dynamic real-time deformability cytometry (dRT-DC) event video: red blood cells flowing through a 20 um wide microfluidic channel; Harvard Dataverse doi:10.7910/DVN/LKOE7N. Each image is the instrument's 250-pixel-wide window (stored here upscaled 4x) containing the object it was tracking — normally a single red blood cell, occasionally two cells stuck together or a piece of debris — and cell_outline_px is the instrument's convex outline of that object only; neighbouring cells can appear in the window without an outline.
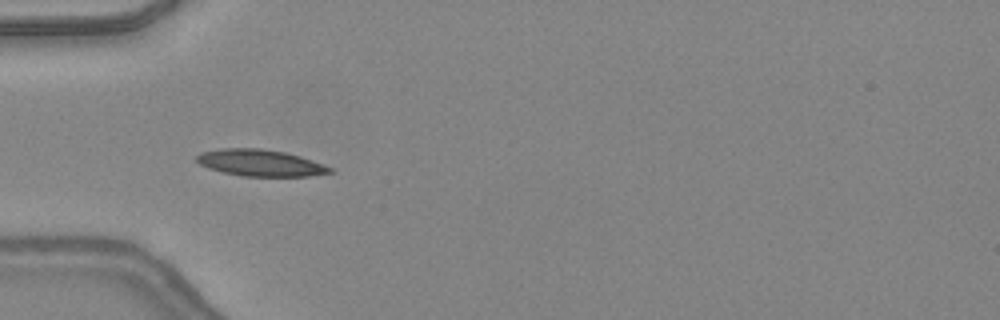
{"species": "common noctule bat (a hibernating species)", "species_latin": "Nyctalus noctula", "temperature_condition": "warm", "stored_images_in_passage": 36, "camera_frame_rate_fps": 3000, "um_per_image_px": 0.085, "animal": {"sex": "female", "body_mass_g": 24.6, "forearm_length_mm": 56.2}, "frame": {"image": 1, "passage_image": 4, "time_ms": 1.0, "image_size_px": [1000, 320], "cell_outline_px": [[332, 172], [308, 176], [244, 176], [224, 172], [208, 168], [200, 164], [196, 160], [196, 156], [200, 152], [220, 148], [260, 148], [284, 152], [300, 156], [324, 164], [332, 168]], "centroid_in_image_um": [22.1, 13.83], "position_along_channel_um": 62.9, "area_um2": 20.58}}
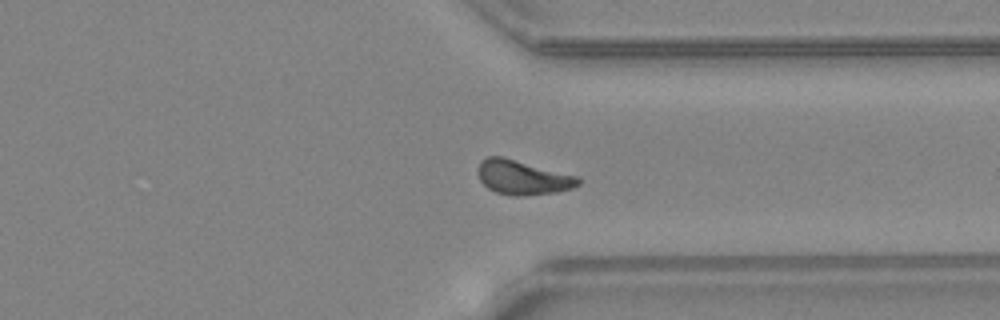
{"frame": {"image": 2, "passage_image": 25, "time_ms": 8.0, "image_size_px": [1000, 320], "cell_outline_px": [[580, 184], [572, 188], [556, 192], [520, 196], [512, 196], [496, 192], [488, 188], [480, 180], [476, 172], [480, 160], [488, 156], [504, 156], [580, 176]], "centroid_in_image_um": [44.43, 15.06], "position_along_channel_um": 367.0, "area_um2": 20.52}}
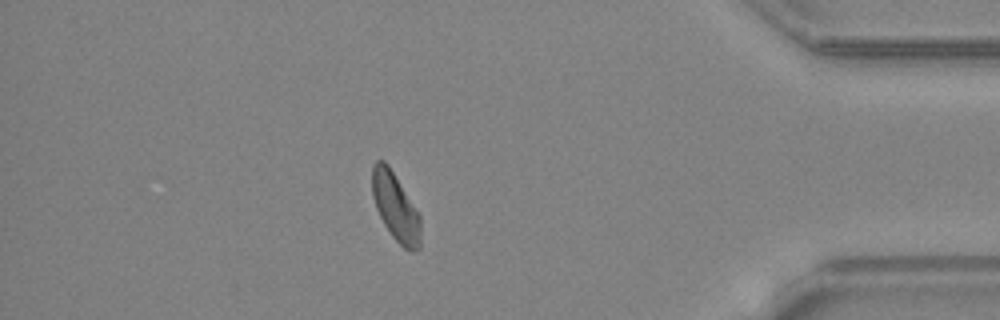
{"frame": {"image": 3, "passage_image": 30, "time_ms": 9.667, "image_size_px": [1000, 320], "cell_outline_px": [[420, 248], [412, 252], [404, 248], [392, 236], [384, 224], [376, 208], [372, 196], [372, 164], [376, 160], [384, 160], [388, 164], [420, 216]], "centroid_in_image_um": [33.6, 17.59], "position_along_channel_um": 401.6, "area_um2": 18.96}, "authors_computed_cell_mechanics": {"area_um2": 19.2474, "velocity_mm_per_s": 4.3765, "shape_relaxation_time_tau1_ms": 6.8184, "shape_relaxation_time_tau2_ms": 3.5168, "deformation_change_tau1": 0.1545, "deformation_change_tau2": 0.096}}